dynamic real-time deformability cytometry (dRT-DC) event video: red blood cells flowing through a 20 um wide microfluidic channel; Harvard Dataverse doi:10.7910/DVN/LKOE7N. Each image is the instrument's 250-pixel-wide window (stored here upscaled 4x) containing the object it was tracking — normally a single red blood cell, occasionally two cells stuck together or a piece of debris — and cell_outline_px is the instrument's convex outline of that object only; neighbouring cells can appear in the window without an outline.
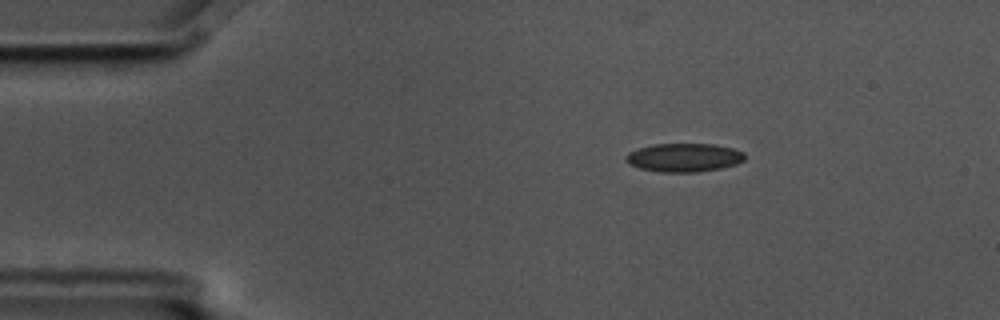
{"species": "common noctule bat (a hibernating species)", "species_latin": "Nyctalus noctula", "temperature_condition": "cold", "stored_images_in_passage": 3, "camera_frame_rate_fps": 3000, "um_per_image_px": 0.085, "animal": {"sex": "male", "body_mass_g": 17.5, "forearm_length_mm": 52.3}, "frame": {"image": 1, "passage_image": 1, "time_ms": 0.0, "image_size_px": [1000, 320], "cell_outline_px": [[744, 160], [736, 164], [720, 168], [696, 172], [660, 172], [640, 168], [628, 164], [624, 160], [624, 156], [628, 152], [652, 144], [716, 144], [732, 148], [744, 152]], "centroid_in_image_um": [58.11, 13.39], "position_along_channel_um": 26.9, "area_um2": 19.83}}
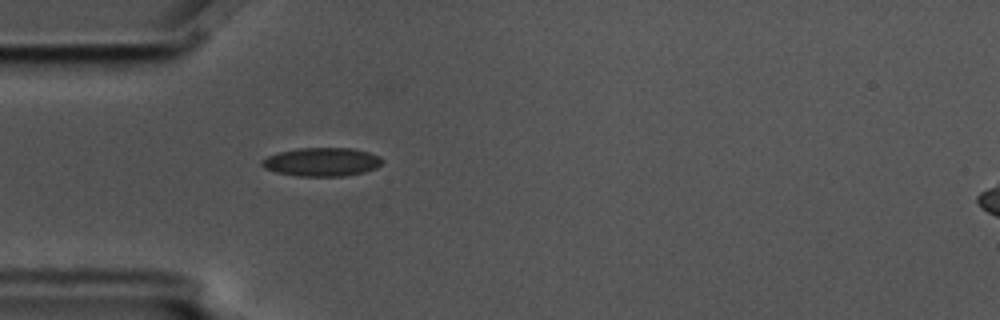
{"frame": {"image": 2, "passage_image": 3, "time_ms": 0.667, "image_size_px": [1000, 320], "cell_outline_px": [[384, 160], [376, 168], [364, 172], [344, 176], [296, 176], [276, 172], [264, 168], [260, 164], [260, 160], [268, 156], [280, 152], [300, 148], [352, 148], [368, 152], [380, 156]], "centroid_in_image_um": [27.35, 13.77], "position_along_channel_um": 57.7, "area_um2": 20.06}}